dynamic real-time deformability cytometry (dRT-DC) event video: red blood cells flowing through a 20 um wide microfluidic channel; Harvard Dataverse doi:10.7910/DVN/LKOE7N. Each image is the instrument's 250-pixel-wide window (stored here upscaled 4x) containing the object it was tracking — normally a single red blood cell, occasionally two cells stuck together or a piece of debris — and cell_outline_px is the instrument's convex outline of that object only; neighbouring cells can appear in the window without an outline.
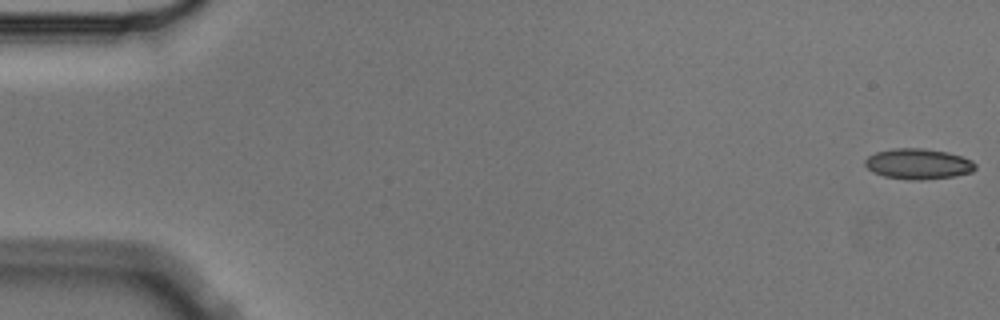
{"species": "Egyptian fruit bat (a non-hibernating species)", "species_latin": "Rousettus aegyptiacus", "temperature_condition": "cold", "stored_images_in_passage": 4, "camera_frame_rate_fps": 3000, "um_per_image_px": 0.085, "animal": {"sex": "male"}, "frame": {"image": 1, "passage_image": 1, "time_ms": 0.0, "image_size_px": [1000, 320], "cell_outline_px": [[976, 168], [972, 172], [956, 176], [920, 180], [908, 180], [884, 176], [872, 172], [864, 164], [864, 160], [868, 156], [876, 152], [892, 148], [924, 148], [948, 152], [972, 160], [976, 164]], "centroid_in_image_um": [78.04, 13.93], "position_along_channel_um": 7.0, "area_um2": 19.83}}
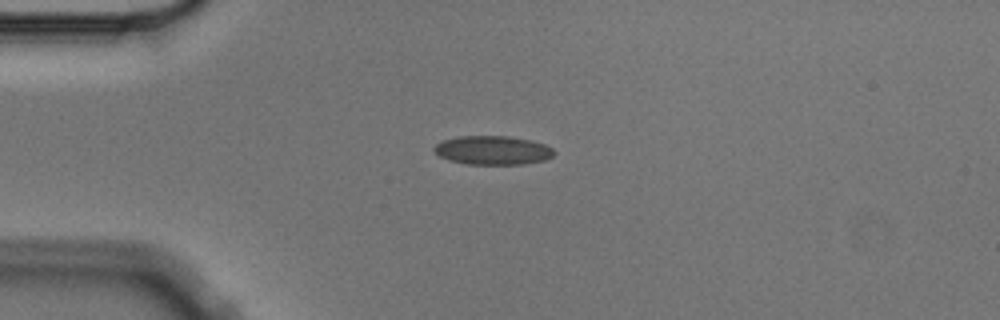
{"frame": {"image": 2, "passage_image": 4, "time_ms": 1.0, "image_size_px": [1000, 320], "cell_outline_px": [[556, 152], [552, 156], [544, 160], [524, 164], [464, 164], [448, 160], [440, 156], [432, 148], [436, 144], [444, 140], [460, 136], [508, 136], [532, 140], [544, 144], [552, 148]], "centroid_in_image_um": [41.89, 12.77], "position_along_channel_um": 43.1, "area_um2": 20.17}}